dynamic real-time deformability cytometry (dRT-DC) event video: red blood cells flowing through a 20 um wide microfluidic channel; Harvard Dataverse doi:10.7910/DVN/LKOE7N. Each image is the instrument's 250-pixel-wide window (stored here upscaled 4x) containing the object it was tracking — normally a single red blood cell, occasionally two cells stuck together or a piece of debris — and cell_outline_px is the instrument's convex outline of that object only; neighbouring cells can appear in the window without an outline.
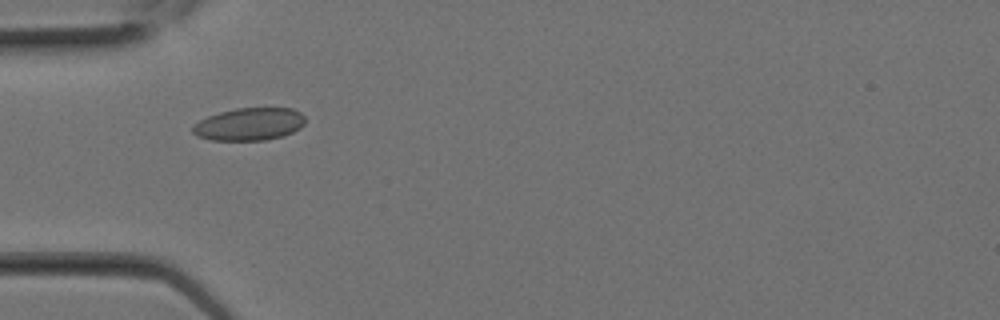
{"species": "Egyptian fruit bat (a non-hibernating species)", "species_latin": "Rousettus aegyptiacus", "temperature_condition": "room temperature", "stored_images_in_passage": 10, "camera_frame_rate_fps": 3000, "um_per_image_px": 0.085, "animal": {"sex": "female"}, "frame": {"image": 1, "passage_image": 1, "time_ms": 0.0, "image_size_px": [1000, 320], "cell_outline_px": [[304, 124], [300, 128], [284, 136], [264, 140], [212, 140], [196, 136], [192, 132], [192, 124], [208, 116], [220, 112], [236, 108], [292, 108], [300, 112], [304, 116]], "centroid_in_image_um": [21.17, 10.55], "position_along_channel_um": 63.8, "area_um2": 21.44}}
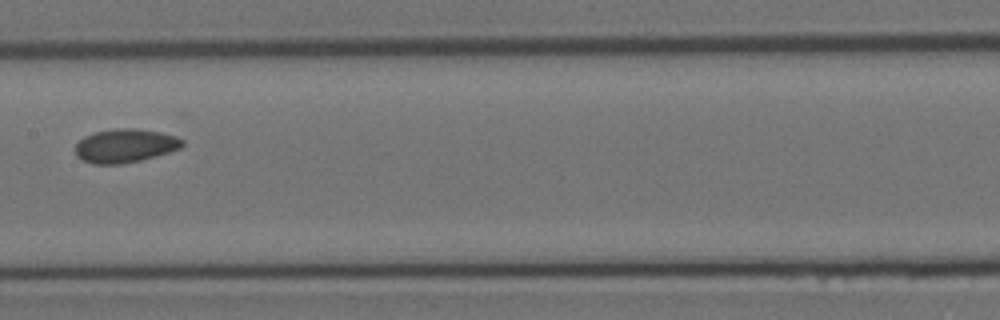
{"frame": {"image": 2, "passage_image": 6, "time_ms": 1.667, "image_size_px": [1000, 320], "cell_outline_px": [[184, 144], [180, 148], [156, 156], [140, 160], [120, 164], [92, 164], [76, 156], [76, 144], [84, 136], [96, 132], [116, 128], [132, 128], [160, 132], [176, 136], [184, 140]], "centroid_in_image_um": [10.64, 12.39], "position_along_channel_um": 196.8, "area_um2": 20.87}}
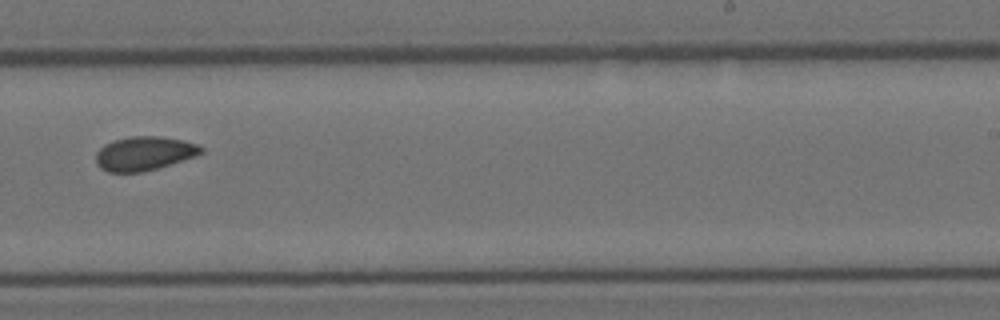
{"frame": {"image": 3, "passage_image": 9, "time_ms": 2.667, "image_size_px": [1000, 320], "cell_outline_px": [[204, 152], [196, 156], [156, 168], [140, 172], [108, 172], [100, 168], [96, 164], [96, 152], [104, 144], [112, 140], [132, 136], [160, 136], [184, 140], [200, 144], [204, 148]], "centroid_in_image_um": [12.27, 13.03], "position_along_channel_um": 276.7, "area_um2": 20.98}}